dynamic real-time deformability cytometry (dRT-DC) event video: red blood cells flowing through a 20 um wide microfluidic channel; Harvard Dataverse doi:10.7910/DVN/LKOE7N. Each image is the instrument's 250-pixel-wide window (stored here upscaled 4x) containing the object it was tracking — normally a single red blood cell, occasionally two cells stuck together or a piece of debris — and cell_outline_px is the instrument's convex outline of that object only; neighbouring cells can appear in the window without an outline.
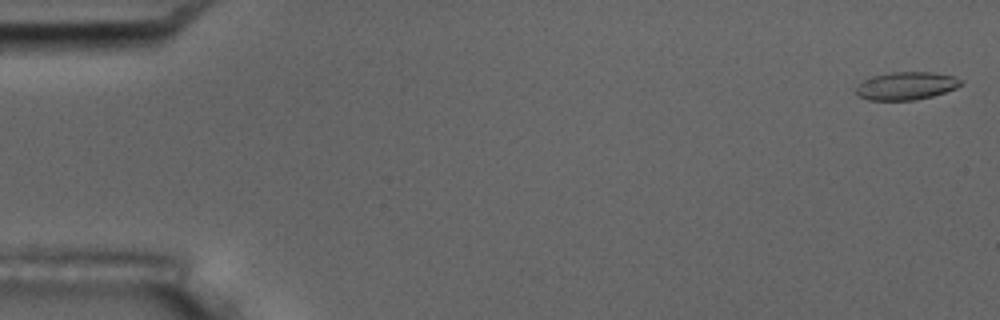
{"species": "common noctule bat (a hibernating species)", "species_latin": "Nyctalus noctula", "temperature_condition": "room temperature", "stored_images_in_passage": 6, "segment_of_instrument_passage": [2, 2], "camera_frame_rate_fps": 3000, "um_per_image_px": 0.085, "animal": {"sex": "male", "body_mass_g": 17.5, "forearm_length_mm": 52.3}, "frame": {"image": 1, "passage_image": 6, "time_ms": 6.667, "image_size_px": [1000, 320], "cell_outline_px": [[964, 80], [956, 88], [932, 96], [916, 100], [868, 100], [856, 96], [856, 88], [864, 80], [876, 76], [892, 72], [932, 72], [952, 76]], "centroid_in_image_um": [77.03, 7.31], "position_along_channel_um": 8.0, "area_um2": 16.88}}